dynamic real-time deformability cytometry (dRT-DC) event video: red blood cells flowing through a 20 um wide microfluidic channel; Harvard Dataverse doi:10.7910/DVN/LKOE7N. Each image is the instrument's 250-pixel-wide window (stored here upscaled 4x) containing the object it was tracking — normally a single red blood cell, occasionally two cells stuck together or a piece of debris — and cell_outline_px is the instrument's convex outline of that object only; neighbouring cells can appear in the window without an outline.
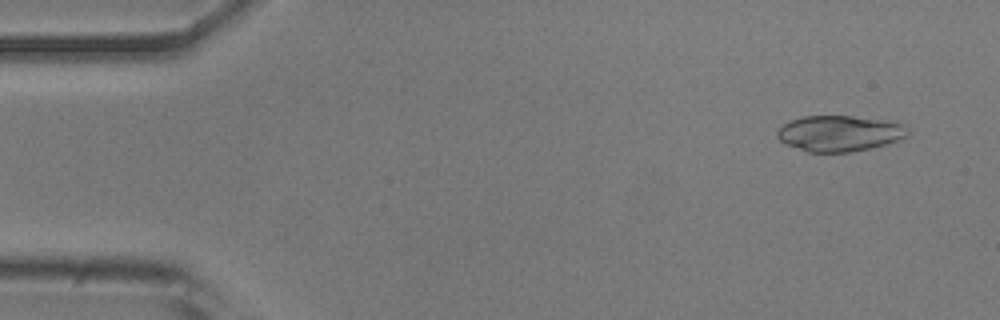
{"species": "common noctule bat (a hibernating species)", "species_latin": "Nyctalus noctula", "temperature_condition": "room temperature", "stored_images_in_passage": 47, "camera_frame_rate_fps": 3000, "um_per_image_px": 0.085, "animal": {"sex": "male", "body_mass_g": 20.5, "forearm_length_mm": 52.5}, "frame": {"image": 1, "passage_image": 3, "time_ms": 0.667, "image_size_px": [1000, 320], "cell_outline_px": [[908, 136], [884, 144], [868, 148], [848, 152], [808, 152], [788, 144], [780, 140], [776, 136], [776, 132], [784, 124], [792, 120], [804, 116], [852, 116], [896, 120], [908, 132]], "centroid_in_image_um": [71.36, 11.32], "position_along_channel_um": 13.6, "area_um2": 26.99}}
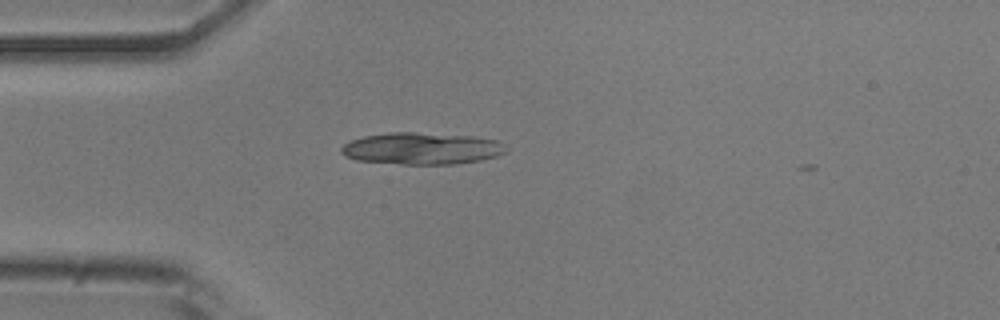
{"frame": {"image": 2, "passage_image": 13, "time_ms": 4.0, "image_size_px": [1000, 320], "cell_outline_px": [[508, 152], [496, 156], [480, 160], [456, 164], [400, 164], [356, 160], [344, 156], [340, 152], [340, 148], [344, 144], [352, 140], [364, 136], [388, 132], [412, 132], [472, 136], [496, 140], [504, 144], [508, 148]], "centroid_in_image_um": [35.85, 12.62], "position_along_channel_um": 49.1, "area_um2": 30.75}}